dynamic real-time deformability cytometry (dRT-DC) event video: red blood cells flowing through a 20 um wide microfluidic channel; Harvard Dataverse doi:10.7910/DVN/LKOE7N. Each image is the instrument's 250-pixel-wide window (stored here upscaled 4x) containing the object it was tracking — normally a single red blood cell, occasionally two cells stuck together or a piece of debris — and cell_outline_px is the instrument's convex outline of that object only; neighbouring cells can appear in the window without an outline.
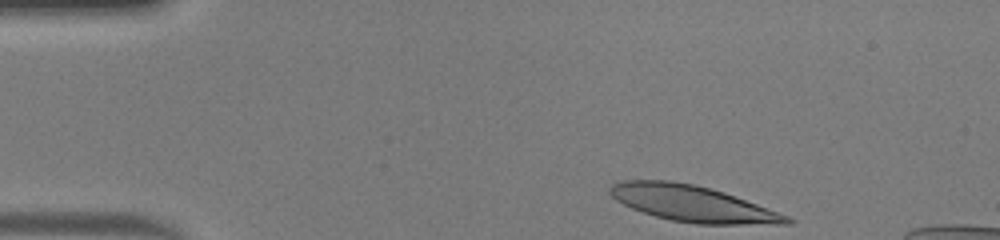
{"species": "human", "species_latin": "Homo sapiens", "temperature_condition": "warm", "stored_images_in_passage": 38, "camera_frame_rate_fps": 3000, "um_per_image_px": 0.085, "donor": {"sex": "male"}, "frame": {"image": 1, "passage_image": 1, "time_ms": 0.0, "image_size_px": [1000, 240], "cell_outline_px": [[796, 220], [792, 224], [696, 224], [672, 220], [656, 216], [632, 208], [616, 200], [608, 192], [608, 188], [612, 184], [624, 180], [672, 180], [696, 184], [724, 192], [788, 216]], "centroid_in_image_um": [58.85, 17.3], "position_along_channel_um": 26.1, "area_um2": 37.05}}
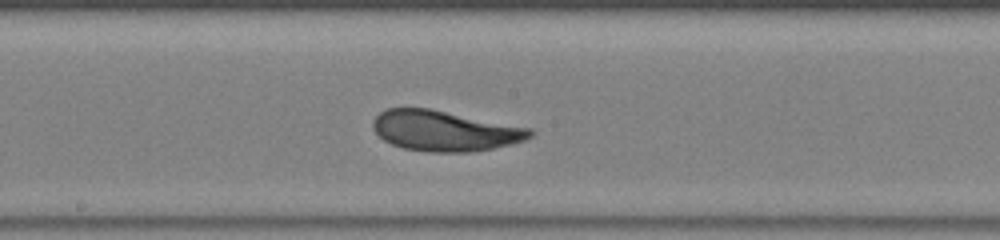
{"frame": {"image": 2, "passage_image": 20, "time_ms": 6.333, "image_size_px": [1000, 240], "cell_outline_px": [[536, 132], [532, 136], [524, 140], [492, 148], [468, 152], [428, 152], [404, 148], [392, 144], [384, 140], [372, 128], [372, 120], [380, 112], [388, 108], [428, 108], [532, 128]], "centroid_in_image_um": [37.79, 11.11], "position_along_channel_um": 210.4, "area_um2": 36.88}}
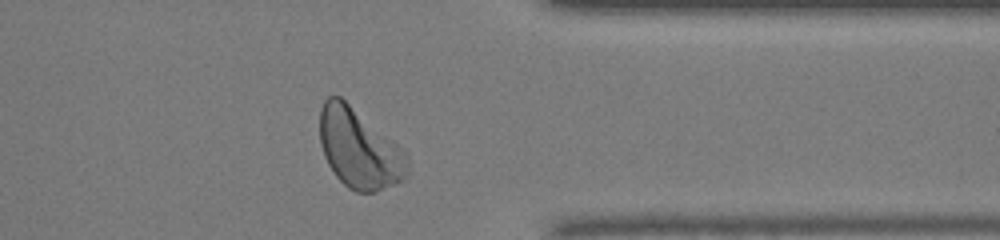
{"frame": {"image": 3, "passage_image": 33, "time_ms": 10.667, "image_size_px": [1000, 240], "cell_outline_px": [[408, 180], [376, 192], [356, 192], [348, 188], [336, 176], [328, 164], [324, 156], [320, 144], [320, 108], [324, 100], [328, 96], [340, 96], [404, 148], [408, 152]], "centroid_in_image_um": [30.58, 12.66], "position_along_channel_um": 380.8, "area_um2": 41.38}, "authors_computed_cell_mechanics": {"area_um2": 37.4833, "velocity_mm_per_s": 4.1288, "shape_relaxation_time_tau1_ms": 2.8389, "shape_relaxation_time_tau2_ms": 2.4654, "deformation_change_tau1": 0.1597, "deformation_change_tau2": 0.1115}}